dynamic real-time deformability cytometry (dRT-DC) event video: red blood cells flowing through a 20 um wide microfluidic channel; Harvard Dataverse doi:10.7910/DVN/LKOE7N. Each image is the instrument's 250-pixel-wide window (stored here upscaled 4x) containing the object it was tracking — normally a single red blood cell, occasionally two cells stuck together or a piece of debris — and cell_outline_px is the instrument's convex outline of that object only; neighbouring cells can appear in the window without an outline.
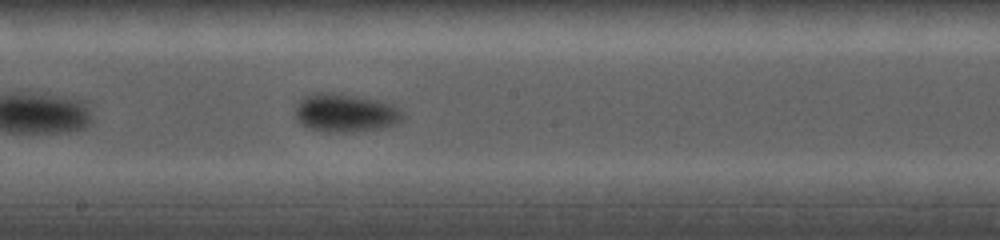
{"species": "common noctule bat (a hibernating species)", "species_latin": "Nyctalus noctula", "temperature_condition": "cold", "stored_images_in_passage": 27, "camera_frame_rate_fps": 5000, "um_per_image_px": 0.085, "animal": {"sex": "female", "body_mass_g": 19.0, "forearm_length_mm": 56.7}, "frame": {"image": 1, "passage_image": 23, "time_ms": 5.4, "image_size_px": [1000, 240], "cell_outline_px": [[404, 120], [396, 124], [384, 128], [352, 132], [328, 132], [308, 128], [296, 120], [292, 112], [300, 100], [304, 96], [312, 92], [332, 92], [376, 100], [392, 104], [404, 116]], "centroid_in_image_um": [29.3, 9.6], "position_along_channel_um": 218.9, "area_um2": 24.28}}